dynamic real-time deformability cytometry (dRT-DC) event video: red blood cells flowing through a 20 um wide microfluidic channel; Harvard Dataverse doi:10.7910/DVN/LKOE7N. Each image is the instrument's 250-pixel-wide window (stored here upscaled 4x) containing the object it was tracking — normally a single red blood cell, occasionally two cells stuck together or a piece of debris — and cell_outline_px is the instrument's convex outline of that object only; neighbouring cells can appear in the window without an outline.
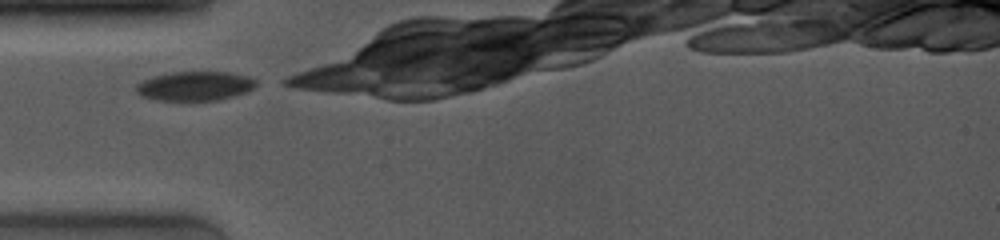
{"species": "common noctule bat (a hibernating species)", "species_latin": "Nyctalus noctula", "temperature_condition": "room temperature", "stored_images_in_passage": 31, "camera_frame_rate_fps": 4000, "um_per_image_px": 0.085, "animal": {"sex": "female", "body_mass_g": 19.0, "forearm_length_mm": 53.3}, "frame": {"image": 1, "passage_image": 1, "time_ms": 0.0, "image_size_px": [1000, 240], "cell_outline_px": [[256, 84], [248, 92], [220, 100], [156, 100], [140, 96], [136, 92], [136, 84], [152, 76], [172, 72], [228, 72], [248, 76], [256, 80]], "centroid_in_image_um": [16.56, 7.31], "position_along_channel_um": 68.4, "area_um2": 20.52}}
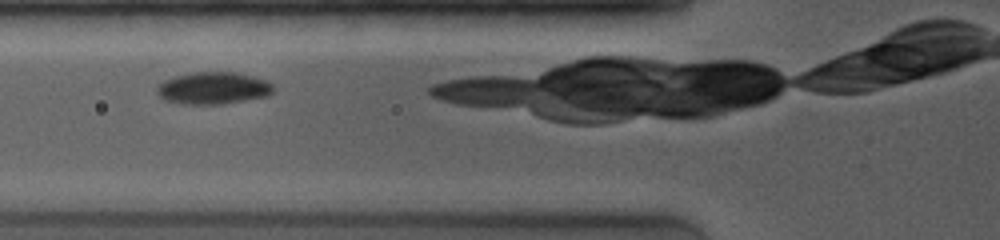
{"frame": {"image": 2, "passage_image": 5, "time_ms": 1.0, "image_size_px": [1000, 240], "cell_outline_px": [[272, 92], [268, 96], [224, 104], [180, 104], [164, 100], [156, 92], [156, 88], [164, 80], [176, 76], [196, 72], [236, 72], [268, 80], [272, 84]], "centroid_in_image_um": [18.12, 7.5], "position_along_channel_um": 107.7, "area_um2": 21.85}}
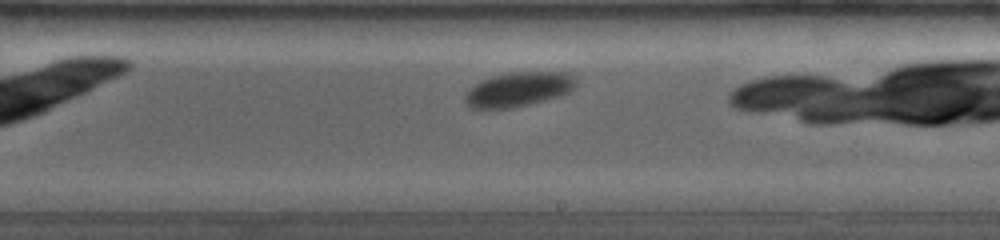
{"frame": {"image": 3, "passage_image": 18, "time_ms": 4.5, "image_size_px": [1000, 240], "cell_outline_px": [[580, 80], [568, 92], [560, 96], [512, 108], [468, 108], [464, 100], [464, 96], [468, 88], [480, 80], [492, 76], [508, 72], [568, 72]], "centroid_in_image_um": [44.05, 7.58], "position_along_channel_um": 244.9, "area_um2": 22.54}}